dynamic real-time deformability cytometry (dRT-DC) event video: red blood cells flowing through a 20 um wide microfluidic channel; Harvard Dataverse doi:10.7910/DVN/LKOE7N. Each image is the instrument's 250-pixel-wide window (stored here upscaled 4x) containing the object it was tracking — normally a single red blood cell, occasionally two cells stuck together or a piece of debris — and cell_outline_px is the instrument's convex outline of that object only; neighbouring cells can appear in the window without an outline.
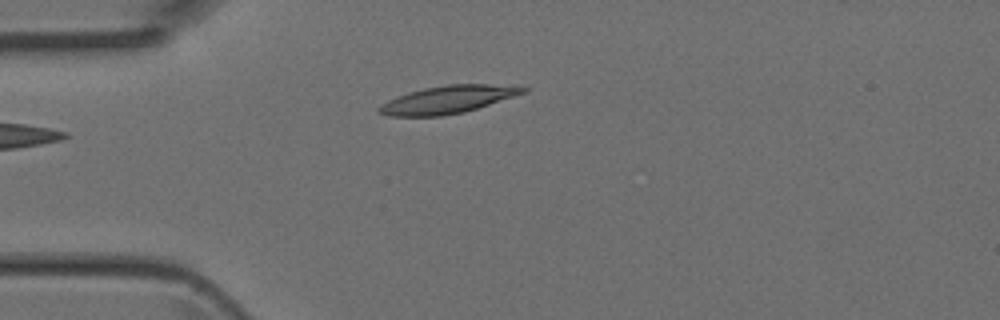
{"species": "Egyptian fruit bat (a non-hibernating species)", "species_latin": "Rousettus aegyptiacus", "temperature_condition": "room temperature", "stored_images_in_passage": 2, "camera_frame_rate_fps": 3000, "um_per_image_px": 0.085, "animal": {"sex": "female"}, "frame": {"image": 1, "passage_image": 1, "time_ms": 0.0, "image_size_px": [1000, 320], "cell_outline_px": [[528, 92], [464, 112], [440, 116], [388, 116], [376, 112], [376, 108], [380, 104], [396, 96], [408, 92], [424, 88], [448, 84], [520, 84], [528, 88]], "centroid_in_image_um": [38.1, 8.44], "position_along_channel_um": 46.9, "area_um2": 23.64}}